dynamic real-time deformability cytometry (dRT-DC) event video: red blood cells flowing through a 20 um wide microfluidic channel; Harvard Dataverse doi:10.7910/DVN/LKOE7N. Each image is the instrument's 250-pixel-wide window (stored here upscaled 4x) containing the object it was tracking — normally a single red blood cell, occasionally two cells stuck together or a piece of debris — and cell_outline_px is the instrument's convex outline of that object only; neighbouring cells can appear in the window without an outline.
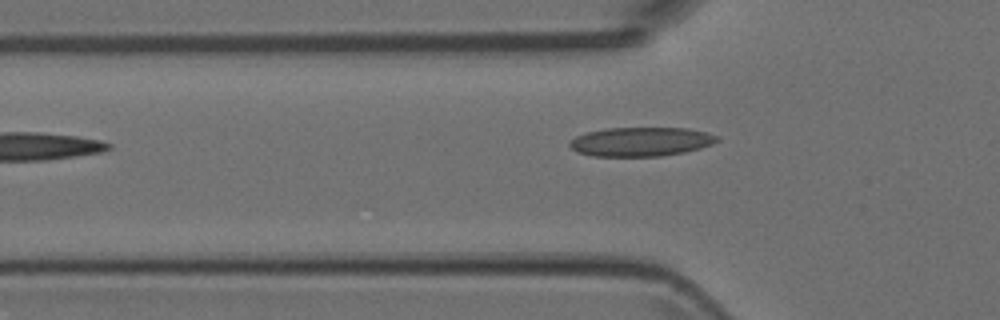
{"species": "Egyptian fruit bat (a non-hibernating species)", "species_latin": "Rousettus aegyptiacus", "temperature_condition": "room temperature", "stored_images_in_passage": 5, "camera_frame_rate_fps": 3000, "um_per_image_px": 0.085, "animal": {"sex": "female"}, "frame": {"image": 1, "passage_image": 3, "time_ms": 0.667, "image_size_px": [1000, 320], "cell_outline_px": [[720, 140], [712, 144], [700, 148], [684, 152], [660, 156], [592, 156], [576, 152], [568, 144], [576, 136], [584, 132], [608, 128], [688, 128], [720, 136]], "centroid_in_image_um": [54.47, 12.04], "position_along_channel_um": 71.3, "area_um2": 25.03}}
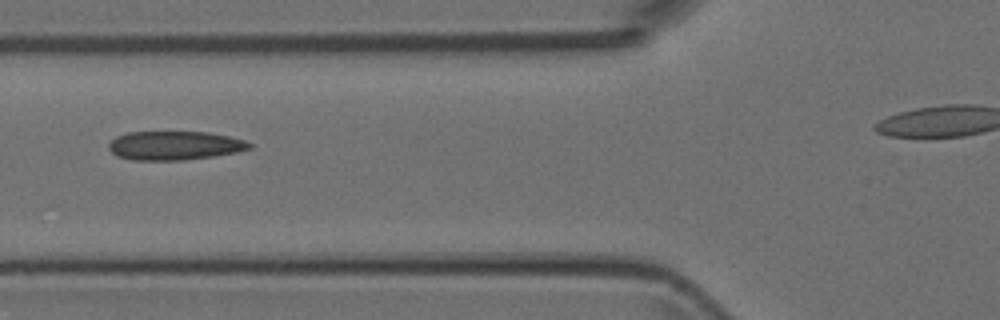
{"frame": {"image": 2, "passage_image": 4, "time_ms": 1.0, "image_size_px": [1000, 320], "cell_outline_px": [[252, 148], [236, 152], [212, 156], [184, 160], [132, 160], [116, 156], [108, 148], [108, 144], [116, 136], [128, 132], [208, 132], [228, 136], [244, 140], [252, 144]], "centroid_in_image_um": [14.82, 12.37], "position_along_channel_um": 111.0, "area_um2": 23.64}}
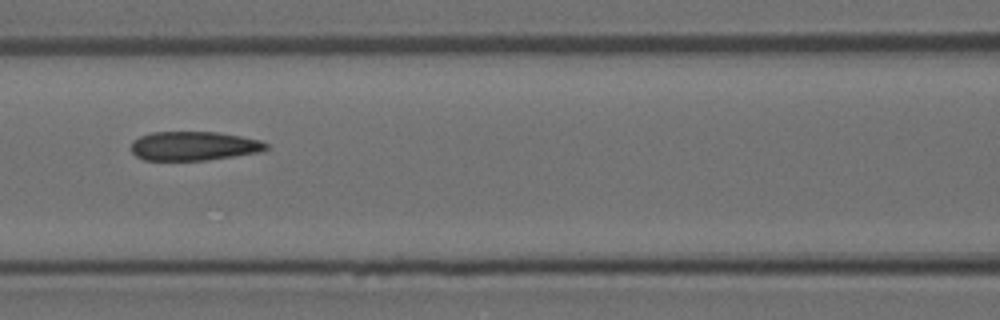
{"frame": {"image": 3, "passage_image": 5, "time_ms": 1.333, "image_size_px": [1000, 320], "cell_outline_px": [[268, 148], [260, 152], [208, 160], [144, 160], [136, 156], [132, 152], [132, 140], [140, 136], [152, 132], [216, 132], [240, 136], [260, 140], [268, 144]], "centroid_in_image_um": [16.47, 12.41], "position_along_channel_um": 150.1, "area_um2": 22.83}}